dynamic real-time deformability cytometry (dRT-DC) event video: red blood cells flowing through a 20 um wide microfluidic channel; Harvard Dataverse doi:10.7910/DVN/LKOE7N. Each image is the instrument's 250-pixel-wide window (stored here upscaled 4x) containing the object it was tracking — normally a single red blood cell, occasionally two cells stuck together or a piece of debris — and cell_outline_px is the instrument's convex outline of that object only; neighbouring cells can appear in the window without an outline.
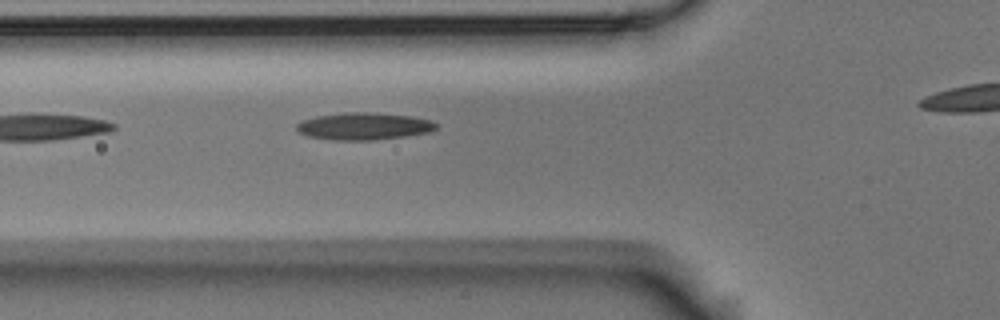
{"species": "Egyptian fruit bat (a non-hibernating species)", "species_latin": "Rousettus aegyptiacus", "temperature_condition": "room temperature", "stored_images_in_passage": 5, "segment_of_instrument_passage": [1, 2], "camera_frame_rate_fps": 3000, "um_per_image_px": 0.085, "animal": {"sex": "male"}, "frame": {"image": 1, "passage_image": 4, "time_ms": 1.0, "image_size_px": [1000, 320], "cell_outline_px": [[440, 124], [436, 128], [428, 132], [404, 136], [376, 140], [332, 140], [308, 136], [300, 132], [296, 128], [296, 124], [300, 120], [316, 116], [344, 112], [372, 112], [412, 116], [432, 120]], "centroid_in_image_um": [30.93, 10.72], "position_along_channel_um": 94.9, "area_um2": 22.31}}